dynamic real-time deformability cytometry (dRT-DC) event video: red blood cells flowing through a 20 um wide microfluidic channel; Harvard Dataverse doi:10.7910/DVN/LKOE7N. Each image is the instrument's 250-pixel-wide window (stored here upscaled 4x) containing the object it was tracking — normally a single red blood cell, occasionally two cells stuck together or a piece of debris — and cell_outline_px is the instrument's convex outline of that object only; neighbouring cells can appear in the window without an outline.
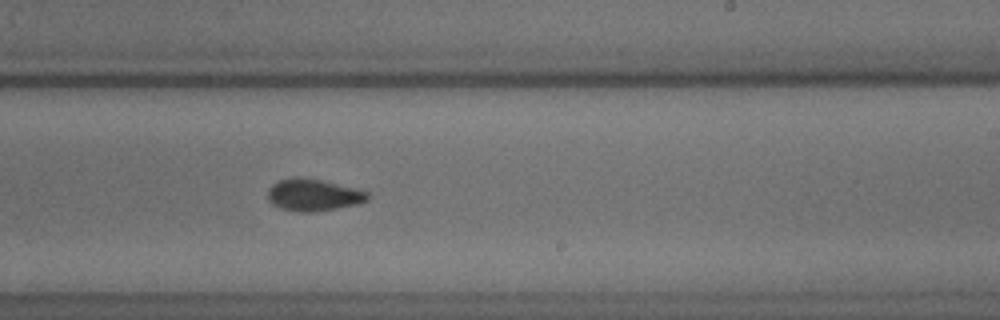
{"species": "common noctule bat (a hibernating species)", "species_latin": "Nyctalus noctula", "temperature_condition": "cold", "stored_images_in_passage": 47, "camera_frame_rate_fps": 3000, "um_per_image_px": 0.085, "animal": {"sex": "male", "body_mass_g": 18.8}, "frame": {"image": 1, "passage_image": 27, "time_ms": 8.667, "image_size_px": [1000, 320], "cell_outline_px": [[368, 200], [360, 204], [312, 212], [296, 212], [272, 204], [268, 200], [268, 188], [272, 184], [280, 180], [292, 176], [296, 176], [320, 180], [368, 192]], "centroid_in_image_um": [26.6, 16.57], "position_along_channel_um": 262.4, "area_um2": 18.44}}